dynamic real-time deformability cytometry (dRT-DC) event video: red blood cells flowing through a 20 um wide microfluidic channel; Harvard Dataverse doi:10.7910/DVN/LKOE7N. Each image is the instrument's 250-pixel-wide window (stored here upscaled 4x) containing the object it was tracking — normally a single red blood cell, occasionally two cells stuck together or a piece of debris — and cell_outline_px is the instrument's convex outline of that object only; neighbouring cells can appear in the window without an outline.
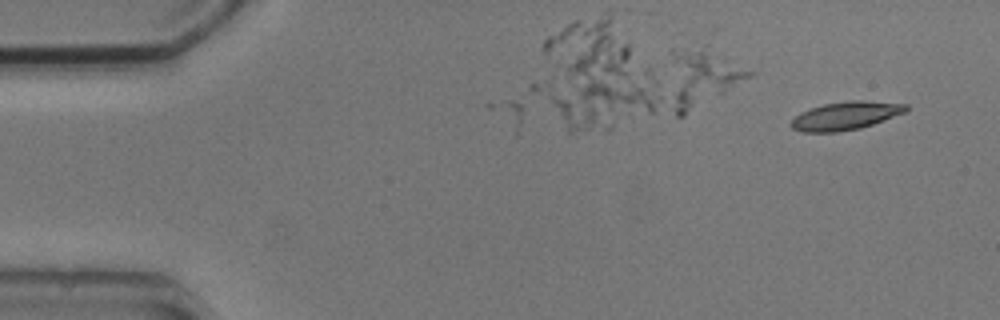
{"species": "common noctule bat (a hibernating species)", "species_latin": "Nyctalus noctula", "temperature_condition": "cold", "stored_images_in_passage": 10, "camera_frame_rate_fps": 3000, "um_per_image_px": 0.085, "animal": {"sex": "male", "body_mass_g": 20.5, "forearm_length_mm": 52.5}, "frame": {"image": 1, "passage_image": 1, "time_ms": 0.0, "image_size_px": [1000, 320], "cell_outline_px": [[908, 108], [904, 112], [872, 124], [860, 128], [836, 132], [804, 132], [792, 128], [792, 120], [800, 112], [824, 104], [848, 100], [864, 100], [908, 104]], "centroid_in_image_um": [71.88, 9.83], "position_along_channel_um": 13.1, "area_um2": 18.61}}